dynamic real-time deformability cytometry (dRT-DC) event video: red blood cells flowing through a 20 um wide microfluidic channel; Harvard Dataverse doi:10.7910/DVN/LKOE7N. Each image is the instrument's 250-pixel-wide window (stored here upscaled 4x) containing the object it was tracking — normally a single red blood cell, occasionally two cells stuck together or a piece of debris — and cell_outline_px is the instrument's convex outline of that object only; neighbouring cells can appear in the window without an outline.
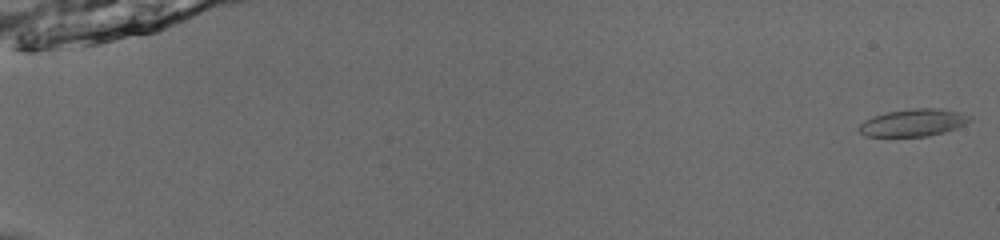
{"species": "common noctule bat (a hibernating species)", "species_latin": "Nyctalus noctula", "temperature_condition": "room temperature", "stored_images_in_passage": 17, "camera_frame_rate_fps": 3000, "um_per_image_px": 0.085, "animal": {"sex": "male", "body_mass_g": 13.0, "forearm_length_mm": 53.1}, "frame": {"image": 1, "passage_image": 1, "time_ms": 0.0, "image_size_px": [1000, 240], "cell_outline_px": [[972, 120], [956, 128], [944, 132], [928, 136], [864, 136], [856, 128], [864, 120], [872, 116], [888, 112], [912, 108], [936, 108], [964, 112], [972, 116]], "centroid_in_image_um": [77.64, 10.41], "position_along_channel_um": 7.4, "area_um2": 17.8}}
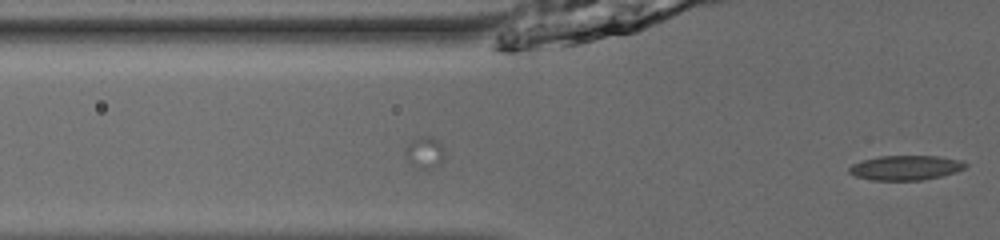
{"frame": {"image": 2, "passage_image": 17, "time_ms": 5.333, "image_size_px": [1000, 240], "cell_outline_px": [[968, 164], [964, 168], [956, 172], [924, 180], [872, 180], [856, 176], [848, 172], [848, 168], [852, 164], [864, 160], [880, 156], [936, 156], [960, 160]], "centroid_in_image_um": [76.97, 14.26], "position_along_channel_um": 48.8, "area_um2": 16.59}}